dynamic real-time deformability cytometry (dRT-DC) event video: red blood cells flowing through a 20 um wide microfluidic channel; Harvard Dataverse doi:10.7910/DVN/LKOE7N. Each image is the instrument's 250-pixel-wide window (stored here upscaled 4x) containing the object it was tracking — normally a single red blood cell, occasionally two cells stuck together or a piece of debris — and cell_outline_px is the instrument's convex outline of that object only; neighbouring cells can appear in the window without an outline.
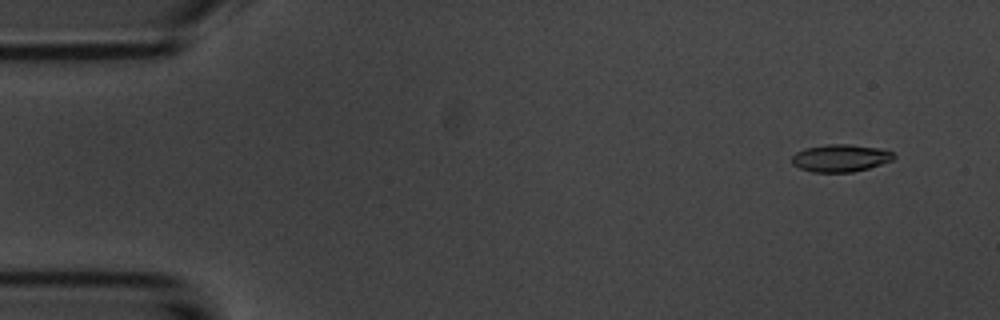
{"species": "common noctule bat (a hibernating species)", "species_latin": "Nyctalus noctula", "temperature_condition": "room temperature", "stored_images_in_passage": 54, "camera_frame_rate_fps": 3000, "um_per_image_px": 0.085, "animal": {"sex": "male", "body_mass_g": 20.1, "forearm_length_mm": 53.5}, "frame": {"image": 1, "passage_image": 4, "time_ms": 1.0, "image_size_px": [1000, 320], "cell_outline_px": [[896, 156], [892, 160], [868, 168], [852, 172], [812, 172], [800, 168], [792, 164], [792, 156], [796, 152], [804, 148], [828, 144], [848, 144], [880, 148], [892, 152]], "centroid_in_image_um": [71.42, 13.43], "position_along_channel_um": 13.6, "area_um2": 16.24}}
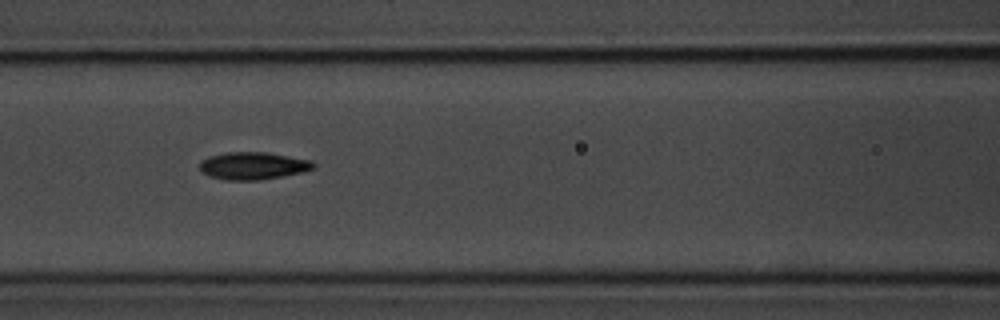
{"frame": {"image": 2, "passage_image": 23, "time_ms": 7.333, "image_size_px": [1000, 320], "cell_outline_px": [[316, 168], [300, 172], [280, 176], [256, 180], [224, 180], [212, 176], [204, 172], [200, 168], [200, 160], [208, 156], [228, 152], [268, 152], [312, 160], [316, 164]], "centroid_in_image_um": [21.53, 14.07], "position_along_channel_um": 145.1, "area_um2": 18.09}}
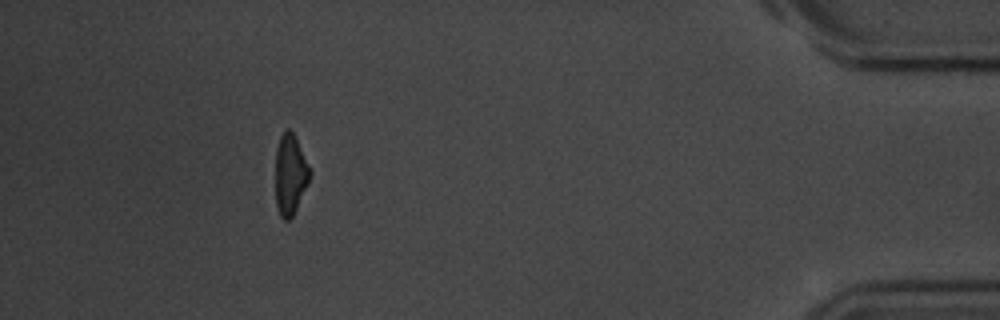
{"frame": {"image": 3, "passage_image": 49, "time_ms": 16.0, "image_size_px": [1000, 320], "cell_outline_px": [[312, 172], [308, 184], [292, 216], [288, 220], [284, 220], [280, 216], [276, 204], [276, 148], [280, 136], [284, 128], [288, 128], [292, 132]], "centroid_in_image_um": [24.66, 14.82], "position_along_channel_um": 410.5, "area_um2": 15.95}, "authors_computed_cell_mechanics": {"area_um2": 17.1088, "velocity_mm_per_s": 3.7468, "shape_relaxation_time_tau1_ms": 2.7799, "shape_relaxation_time_tau2_ms": 2.8474, "deformation_change_tau1": 0.1223, "deformation_change_tau2": 0.0883}}